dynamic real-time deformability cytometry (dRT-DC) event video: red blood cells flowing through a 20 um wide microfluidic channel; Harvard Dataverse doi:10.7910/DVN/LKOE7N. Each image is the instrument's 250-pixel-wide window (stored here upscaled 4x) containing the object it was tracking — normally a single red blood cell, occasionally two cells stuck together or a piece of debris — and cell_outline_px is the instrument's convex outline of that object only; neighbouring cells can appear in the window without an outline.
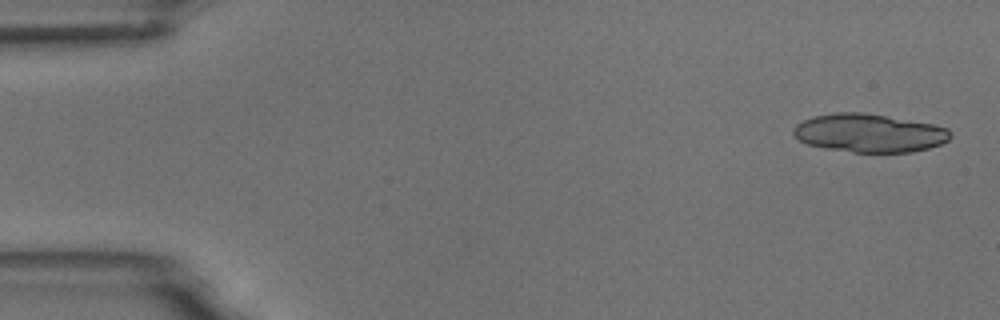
{"species": "common noctule bat (a hibernating species)", "species_latin": "Nyctalus noctula", "temperature_condition": "room temperature", "stored_images_in_passage": 4, "camera_frame_rate_fps": 3000, "um_per_image_px": 0.085, "animal": {"sex": "male", "body_mass_g": 18.8}, "frame": {"image": 1, "passage_image": 1, "time_ms": 0.0, "image_size_px": [1000, 320], "cell_outline_px": [[952, 136], [948, 140], [940, 144], [928, 148], [912, 152], [852, 152], [824, 148], [808, 144], [800, 140], [792, 132], [792, 128], [796, 124], [812, 116], [836, 112], [864, 112], [932, 124], [948, 128], [952, 132]], "centroid_in_image_um": [73.88, 11.3], "position_along_channel_um": 11.1, "area_um2": 35.14}}